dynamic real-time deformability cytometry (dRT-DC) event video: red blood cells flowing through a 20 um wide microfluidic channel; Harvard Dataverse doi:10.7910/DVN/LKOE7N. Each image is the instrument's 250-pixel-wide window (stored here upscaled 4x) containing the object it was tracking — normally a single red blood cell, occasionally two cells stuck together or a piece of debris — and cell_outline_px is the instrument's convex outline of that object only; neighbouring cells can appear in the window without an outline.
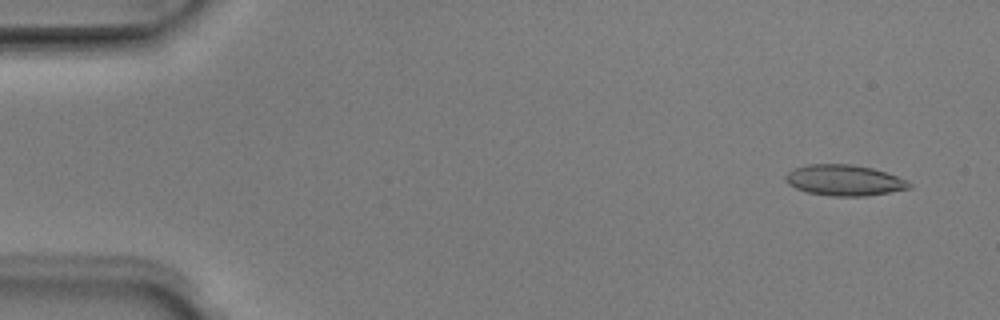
{"species": "Egyptian fruit bat (a non-hibernating species)", "species_latin": "Rousettus aegyptiacus", "temperature_condition": "room temperature", "stored_images_in_passage": 50, "camera_frame_rate_fps": 3000, "um_per_image_px": 0.085, "animal": {"sex": "male"}, "frame": {"image": 1, "passage_image": 3, "time_ms": 0.667, "image_size_px": [1000, 320], "cell_outline_px": [[912, 188], [864, 196], [832, 196], [808, 192], [796, 188], [788, 184], [784, 180], [784, 176], [792, 168], [808, 164], [852, 164], [872, 168], [908, 180], [912, 184]], "centroid_in_image_um": [71.74, 15.31], "position_along_channel_um": 13.3, "area_um2": 22.25}}
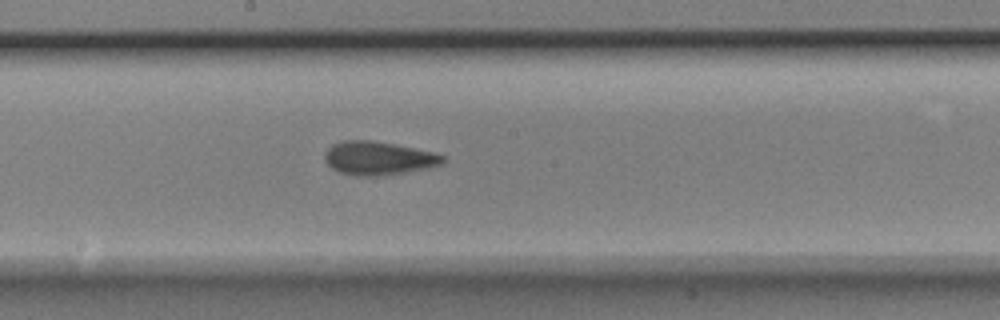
{"frame": {"image": 2, "passage_image": 27, "time_ms": 8.667, "image_size_px": [1000, 320], "cell_outline_px": [[448, 160], [444, 164], [428, 168], [404, 172], [376, 176], [360, 176], [340, 172], [332, 168], [324, 160], [324, 152], [332, 144], [344, 140], [372, 140], [436, 152], [444, 156]], "centroid_in_image_um": [32.19, 13.44], "position_along_channel_um": 216.0, "area_um2": 23.18}}
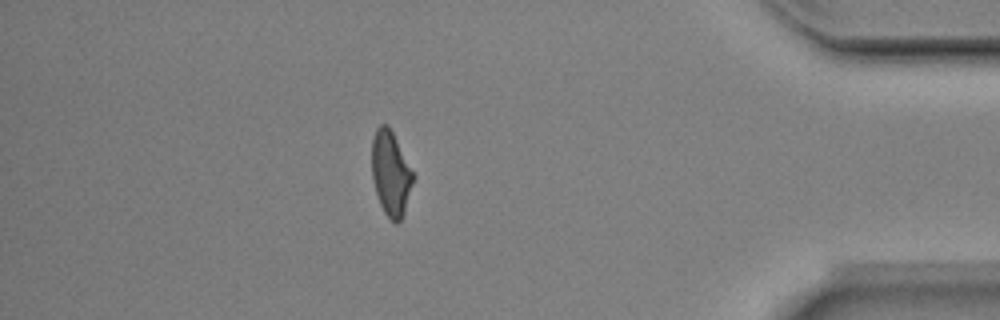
{"frame": {"image": 3, "passage_image": 44, "time_ms": 14.333, "image_size_px": [1000, 320], "cell_outline_px": [[416, 176], [404, 212], [400, 220], [396, 224], [384, 212], [380, 204], [376, 192], [372, 176], [372, 140], [376, 128], [380, 124], [388, 124]], "centroid_in_image_um": [33.23, 14.72], "position_along_channel_um": 402.0, "area_um2": 20.4}, "authors_computed_cell_mechanics": {"area_um2": 21.9351, "velocity_mm_per_s": 3.9968, "shape_relaxation_time_tau1_ms": 3.2135, "shape_relaxation_time_tau2_ms": 2.0396, "deformation_change_tau1": 0.1585, "deformation_change_tau2": 0.1069}}